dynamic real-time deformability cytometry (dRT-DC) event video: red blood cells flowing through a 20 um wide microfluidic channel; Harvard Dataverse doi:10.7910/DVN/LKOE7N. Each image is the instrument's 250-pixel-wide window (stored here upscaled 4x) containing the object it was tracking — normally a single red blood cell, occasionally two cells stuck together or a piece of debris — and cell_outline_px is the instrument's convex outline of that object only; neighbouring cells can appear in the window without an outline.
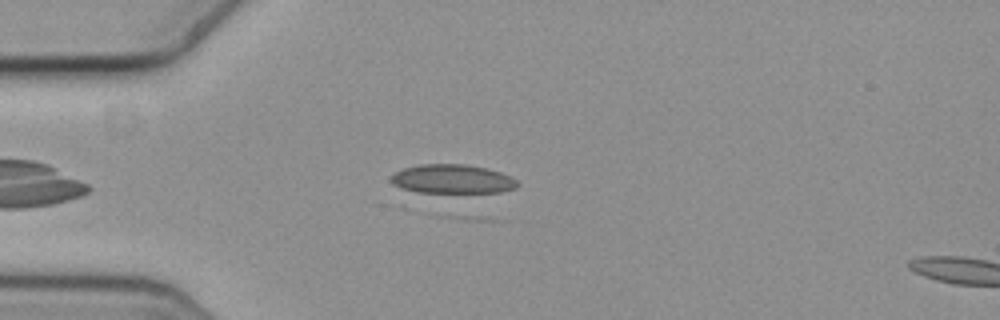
{"species": "common noctule bat (a hibernating species)", "species_latin": "Nyctalus noctula", "temperature_condition": "cold", "stored_images_in_passage": 12, "camera_frame_rate_fps": 3000, "um_per_image_px": 0.085, "animal": {"sex": "female", "body_mass_g": 19.3, "forearm_length_mm": 54.1}, "frame": {"image": 1, "passage_image": 9, "time_ms": 2.667, "image_size_px": [1000, 320], "cell_outline_px": [[520, 184], [516, 188], [500, 192], [424, 196], [408, 192], [392, 184], [392, 176], [396, 172], [404, 168], [420, 164], [464, 164], [484, 168], [500, 172], [516, 180]], "centroid_in_image_um": [38.38, 15.3], "position_along_channel_um": 46.6, "area_um2": 22.6}}